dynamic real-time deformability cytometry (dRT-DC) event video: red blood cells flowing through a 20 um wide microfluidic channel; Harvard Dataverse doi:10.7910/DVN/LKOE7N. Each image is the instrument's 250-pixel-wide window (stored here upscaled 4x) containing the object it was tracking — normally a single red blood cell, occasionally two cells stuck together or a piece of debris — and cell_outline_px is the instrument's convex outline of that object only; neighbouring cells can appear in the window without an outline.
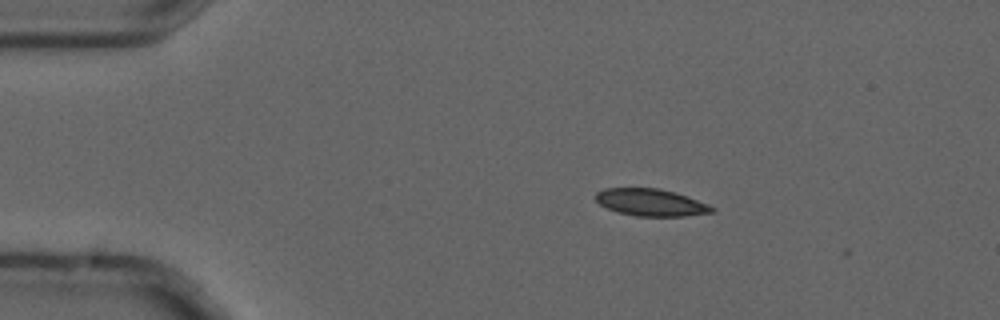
{"species": "common noctule bat (a hibernating species)", "species_latin": "Nyctalus noctula", "temperature_condition": "cold", "stored_images_in_passage": 5, "camera_frame_rate_fps": 3000, "um_per_image_px": 0.085, "animal": {"sex": "male", "forearm_length_mm": 52.5}, "frame": {"image": 1, "passage_image": 2, "time_ms": 0.333, "image_size_px": [1000, 320], "cell_outline_px": [[716, 212], [684, 216], [636, 216], [620, 212], [608, 208], [600, 204], [596, 200], [596, 192], [604, 188], [660, 188], [708, 204], [716, 208]], "centroid_in_image_um": [55.33, 17.21], "position_along_channel_um": 29.7, "area_um2": 18.15}}
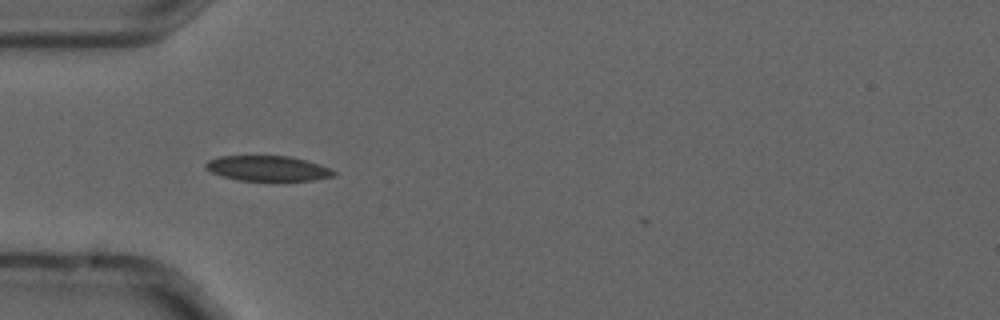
{"frame": {"image": 2, "passage_image": 4, "time_ms": 1.0, "image_size_px": [1000, 320], "cell_outline_px": [[336, 172], [332, 176], [312, 180], [236, 180], [212, 172], [204, 168], [204, 164], [208, 160], [220, 156], [292, 156], [328, 168]], "centroid_in_image_um": [22.69, 14.3], "position_along_channel_um": 62.3, "area_um2": 18.44}}
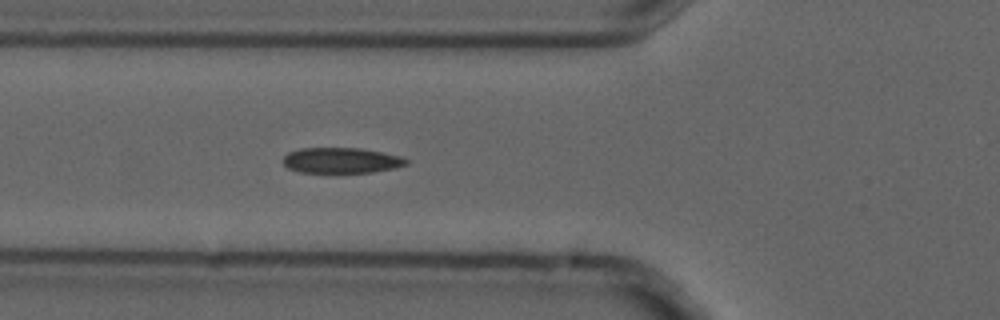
{"frame": {"image": 3, "passage_image": 5, "time_ms": 1.333, "image_size_px": [1000, 320], "cell_outline_px": [[408, 164], [392, 168], [372, 172], [300, 172], [288, 168], [284, 164], [284, 156], [288, 152], [300, 148], [360, 148], [400, 156], [408, 160]], "centroid_in_image_um": [28.98, 13.63], "position_along_channel_um": 96.8, "area_um2": 18.09}}